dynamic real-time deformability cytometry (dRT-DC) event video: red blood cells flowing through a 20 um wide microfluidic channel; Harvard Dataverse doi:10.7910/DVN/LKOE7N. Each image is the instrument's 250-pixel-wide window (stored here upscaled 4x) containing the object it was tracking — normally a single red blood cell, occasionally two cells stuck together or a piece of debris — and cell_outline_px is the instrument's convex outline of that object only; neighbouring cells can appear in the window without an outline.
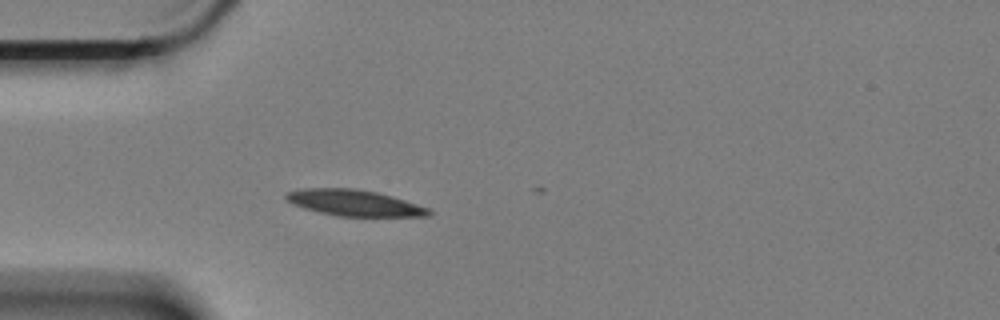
{"species": "Egyptian fruit bat (a non-hibernating species)", "species_latin": "Rousettus aegyptiacus", "temperature_condition": "cold", "stored_images_in_passage": 22, "camera_frame_rate_fps": 3000, "um_per_image_px": 0.085, "animal": {"sex": "female"}, "frame": {"image": 1, "passage_image": 1, "time_ms": 0.0, "image_size_px": [1000, 320], "cell_outline_px": [[432, 216], [336, 216], [304, 208], [292, 204], [284, 196], [288, 192], [304, 188], [352, 188], [376, 192], [404, 200], [428, 208], [432, 212]], "centroid_in_image_um": [30.1, 17.25], "position_along_channel_um": 54.9, "area_um2": 21.44}}
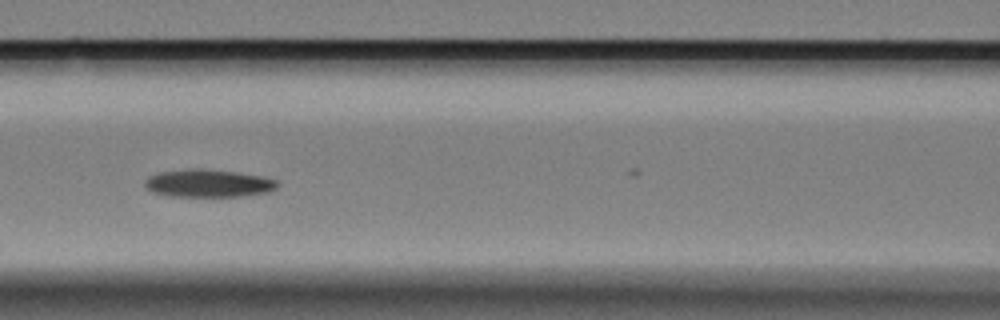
{"frame": {"image": 2, "passage_image": 10, "time_ms": 3.0, "image_size_px": [1000, 320], "cell_outline_px": [[280, 184], [272, 192], [240, 196], [168, 196], [152, 192], [144, 188], [144, 180], [148, 176], [160, 172], [236, 172], [264, 176], [276, 180]], "centroid_in_image_um": [17.76, 15.64], "position_along_channel_um": 148.8, "area_um2": 20.52}}
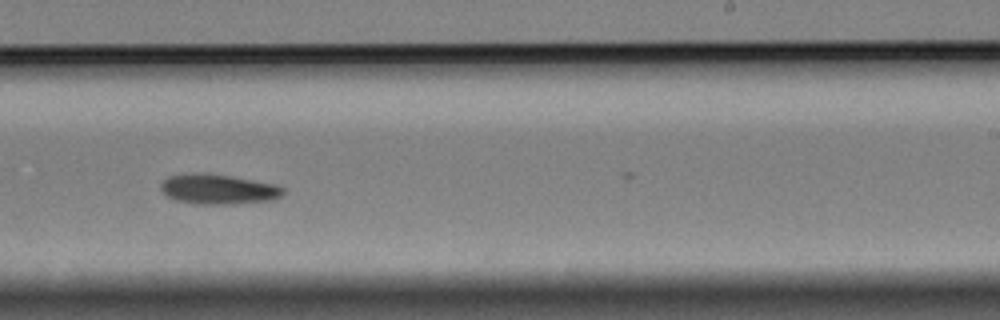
{"frame": {"image": 3, "passage_image": 21, "time_ms": 6.667, "image_size_px": [1000, 320], "cell_outline_px": [[284, 192], [276, 200], [232, 204], [192, 204], [176, 200], [168, 196], [160, 188], [160, 184], [168, 176], [196, 172], [228, 176], [276, 184], [284, 188]], "centroid_in_image_um": [18.56, 16.09], "position_along_channel_um": 270.4, "area_um2": 21.39}}